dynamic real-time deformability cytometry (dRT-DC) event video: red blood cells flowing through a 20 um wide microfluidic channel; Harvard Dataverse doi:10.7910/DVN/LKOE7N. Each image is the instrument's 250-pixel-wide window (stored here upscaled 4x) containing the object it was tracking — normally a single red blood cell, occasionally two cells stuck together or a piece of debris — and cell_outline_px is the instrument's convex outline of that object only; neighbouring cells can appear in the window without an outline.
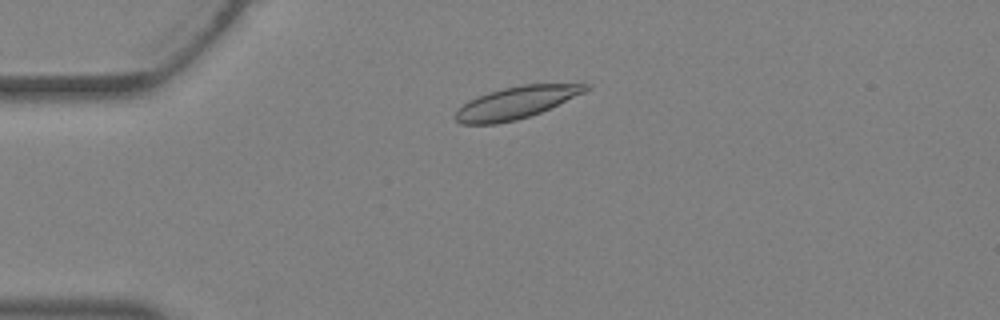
{"species": "Egyptian fruit bat (a non-hibernating species)", "species_latin": "Rousettus aegyptiacus", "temperature_condition": "warm", "stored_images_in_passage": 34, "camera_frame_rate_fps": 3000, "um_per_image_px": 0.085, "animal": {"sex": "female"}, "frame": {"image": 1, "passage_image": 6, "time_ms": 1.667, "image_size_px": [1000, 320], "cell_outline_px": [[592, 88], [584, 92], [540, 112], [516, 120], [496, 124], [460, 124], [452, 116], [456, 108], [468, 100], [476, 96], [488, 92], [520, 84], [584, 80], [592, 84]], "centroid_in_image_um": [43.96, 8.65], "position_along_channel_um": 41.0, "area_um2": 25.49}}
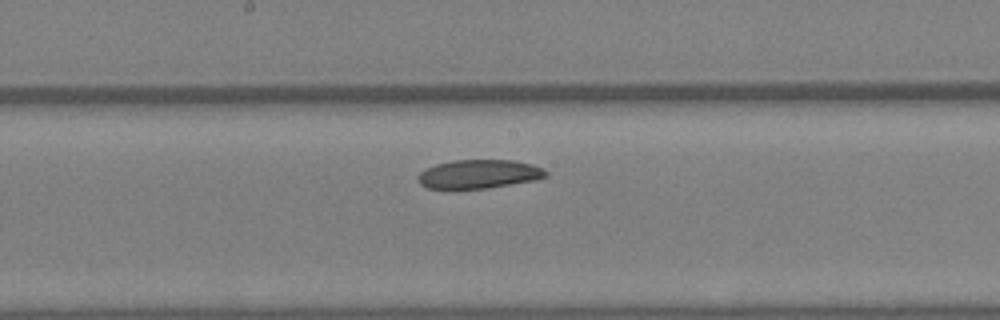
{"frame": {"image": 2, "passage_image": 17, "time_ms": 5.333, "image_size_px": [1000, 320], "cell_outline_px": [[548, 176], [532, 180], [484, 188], [428, 188], [420, 184], [416, 180], [420, 172], [436, 164], [452, 160], [512, 160], [532, 164], [544, 168], [548, 172]], "centroid_in_image_um": [40.7, 14.78], "position_along_channel_um": 207.5, "area_um2": 21.15}}
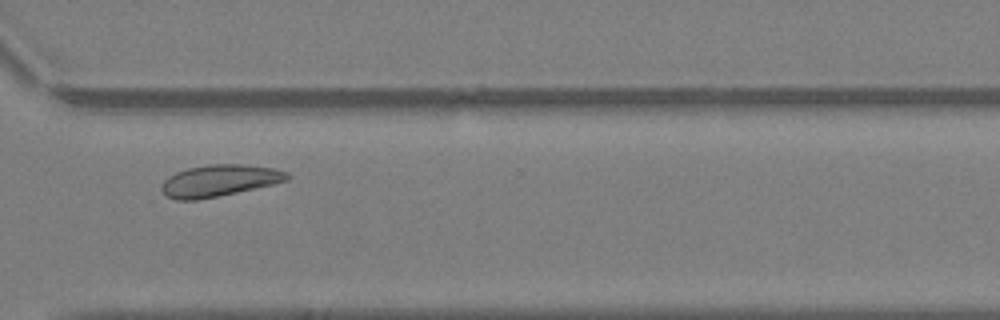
{"frame": {"image": 3, "passage_image": 25, "time_ms": 8.0, "image_size_px": [1000, 320], "cell_outline_px": [[288, 180], [272, 184], [220, 196], [196, 200], [176, 200], [168, 196], [160, 188], [164, 180], [168, 176], [176, 172], [188, 168], [208, 164], [240, 164], [276, 168], [288, 172]], "centroid_in_image_um": [18.63, 15.35], "position_along_channel_um": 352.0, "area_um2": 23.12}}